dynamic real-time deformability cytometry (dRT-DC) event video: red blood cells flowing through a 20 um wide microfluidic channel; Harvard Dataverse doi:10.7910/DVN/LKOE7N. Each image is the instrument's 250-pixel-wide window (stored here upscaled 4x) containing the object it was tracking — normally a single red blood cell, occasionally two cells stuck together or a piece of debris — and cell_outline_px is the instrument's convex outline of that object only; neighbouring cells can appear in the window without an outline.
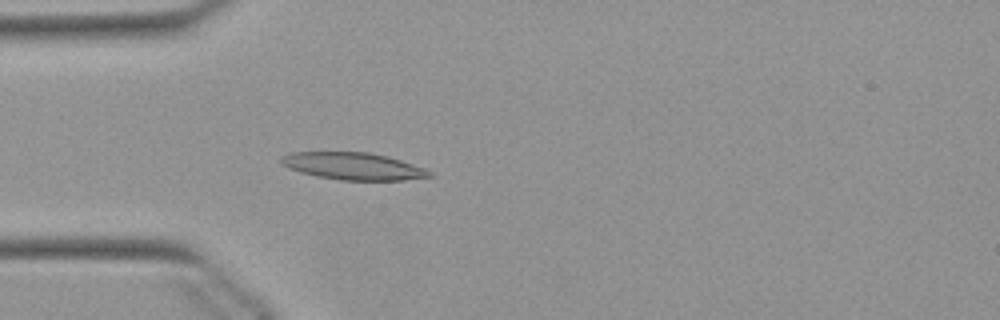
{"species": "Egyptian fruit bat (a non-hibernating species)", "species_latin": "Rousettus aegyptiacus", "temperature_condition": "warm", "stored_images_in_passage": 51, "camera_frame_rate_fps": 3000, "um_per_image_px": 0.085, "animal": {"sex": "female"}, "frame": {"image": 1, "passage_image": 14, "time_ms": 4.333, "image_size_px": [1000, 320], "cell_outline_px": [[432, 176], [404, 180], [340, 180], [316, 176], [300, 172], [288, 168], [280, 160], [280, 156], [288, 152], [368, 152], [388, 156], [424, 168], [432, 172]], "centroid_in_image_um": [29.99, 14.12], "position_along_channel_um": 55.0, "area_um2": 23.47}}
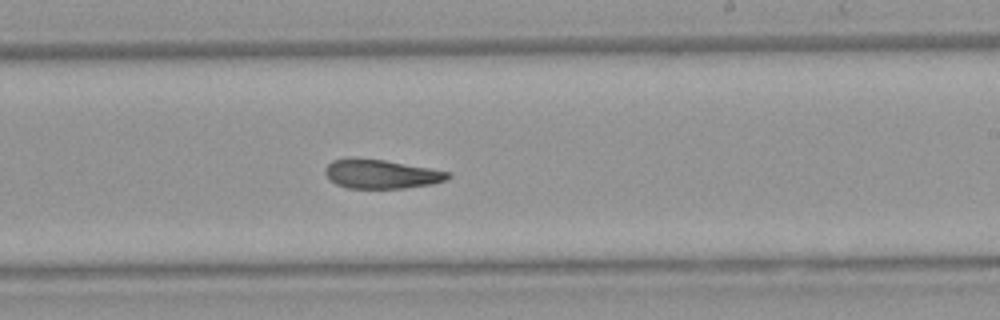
{"frame": {"image": 2, "passage_image": 30, "time_ms": 9.667, "image_size_px": [1000, 320], "cell_outline_px": [[452, 176], [448, 180], [432, 184], [404, 188], [348, 188], [336, 184], [328, 180], [324, 172], [324, 168], [332, 160], [348, 156], [356, 156], [384, 160], [452, 172]], "centroid_in_image_um": [32.36, 14.77], "position_along_channel_um": 256.6, "area_um2": 21.33}}
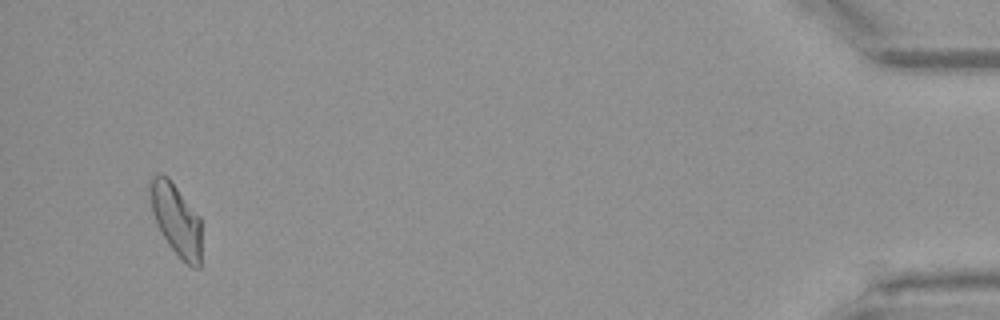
{"frame": {"image": 3, "passage_image": 49, "time_ms": 16.0, "image_size_px": [1000, 320], "cell_outline_px": [[200, 268], [192, 268], [168, 244], [156, 224], [152, 212], [148, 188], [152, 176], [168, 176], [200, 216]], "centroid_in_image_um": [14.96, 18.64], "position_along_channel_um": 420.2, "area_um2": 21.33}, "authors_computed_cell_mechanics": {"area_um2": 21.9062, "velocity_mm_per_s": 3.8808, "shape_relaxation_time_tau1_ms": null, "shape_relaxation_time_tau2_ms": 3.062, "deformation_change_tau1": null, "deformation_change_tau2": 0.1185}}